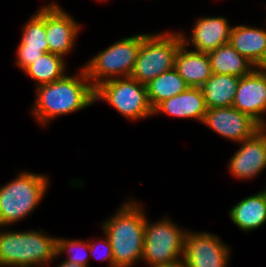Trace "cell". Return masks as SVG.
Listing matches in <instances>:
<instances>
[{
	"label": "cell",
	"instance_id": "25",
	"mask_svg": "<svg viewBox=\"0 0 266 267\" xmlns=\"http://www.w3.org/2000/svg\"><path fill=\"white\" fill-rule=\"evenodd\" d=\"M97 243H102V244H100V246H103L104 247V249H105V253L104 254H100L101 255V260H103V261H108V265L110 266V267H115V262H114V257H113V251H112V246H111V244H110V241H109V239H108V237L106 236L105 237V240H99V242H97ZM96 242L95 243H89V251H90V256L91 257H94V253H96V249H97V246H98V244H97ZM96 257H94V259H95Z\"/></svg>",
	"mask_w": 266,
	"mask_h": 267
},
{
	"label": "cell",
	"instance_id": "18",
	"mask_svg": "<svg viewBox=\"0 0 266 267\" xmlns=\"http://www.w3.org/2000/svg\"><path fill=\"white\" fill-rule=\"evenodd\" d=\"M175 69L189 87H201L212 75L208 54L187 50L184 44L178 49Z\"/></svg>",
	"mask_w": 266,
	"mask_h": 267
},
{
	"label": "cell",
	"instance_id": "27",
	"mask_svg": "<svg viewBox=\"0 0 266 267\" xmlns=\"http://www.w3.org/2000/svg\"><path fill=\"white\" fill-rule=\"evenodd\" d=\"M58 267H85V266H82V265H79V264H75V263H69L67 261H63L61 262Z\"/></svg>",
	"mask_w": 266,
	"mask_h": 267
},
{
	"label": "cell",
	"instance_id": "16",
	"mask_svg": "<svg viewBox=\"0 0 266 267\" xmlns=\"http://www.w3.org/2000/svg\"><path fill=\"white\" fill-rule=\"evenodd\" d=\"M207 107L201 87H188L182 93L159 103L153 114L164 113L173 117L203 121Z\"/></svg>",
	"mask_w": 266,
	"mask_h": 267
},
{
	"label": "cell",
	"instance_id": "26",
	"mask_svg": "<svg viewBox=\"0 0 266 267\" xmlns=\"http://www.w3.org/2000/svg\"><path fill=\"white\" fill-rule=\"evenodd\" d=\"M155 267H187V266L183 262V260H180V261L173 263V264L163 265V266H155Z\"/></svg>",
	"mask_w": 266,
	"mask_h": 267
},
{
	"label": "cell",
	"instance_id": "4",
	"mask_svg": "<svg viewBox=\"0 0 266 267\" xmlns=\"http://www.w3.org/2000/svg\"><path fill=\"white\" fill-rule=\"evenodd\" d=\"M48 180L42 174L22 172L0 187V227H7L31 214L43 199Z\"/></svg>",
	"mask_w": 266,
	"mask_h": 267
},
{
	"label": "cell",
	"instance_id": "9",
	"mask_svg": "<svg viewBox=\"0 0 266 267\" xmlns=\"http://www.w3.org/2000/svg\"><path fill=\"white\" fill-rule=\"evenodd\" d=\"M208 232H186L183 262L187 267H227L228 246Z\"/></svg>",
	"mask_w": 266,
	"mask_h": 267
},
{
	"label": "cell",
	"instance_id": "12",
	"mask_svg": "<svg viewBox=\"0 0 266 267\" xmlns=\"http://www.w3.org/2000/svg\"><path fill=\"white\" fill-rule=\"evenodd\" d=\"M45 29L49 52L64 58L75 46L80 26L59 5H45Z\"/></svg>",
	"mask_w": 266,
	"mask_h": 267
},
{
	"label": "cell",
	"instance_id": "2",
	"mask_svg": "<svg viewBox=\"0 0 266 267\" xmlns=\"http://www.w3.org/2000/svg\"><path fill=\"white\" fill-rule=\"evenodd\" d=\"M144 213L141 206L130 199L102 224L103 233L112 246L115 267H131L142 260L146 223Z\"/></svg>",
	"mask_w": 266,
	"mask_h": 267
},
{
	"label": "cell",
	"instance_id": "8",
	"mask_svg": "<svg viewBox=\"0 0 266 267\" xmlns=\"http://www.w3.org/2000/svg\"><path fill=\"white\" fill-rule=\"evenodd\" d=\"M186 232L168 217L155 223H149L146 218L142 260L149 267L182 260Z\"/></svg>",
	"mask_w": 266,
	"mask_h": 267
},
{
	"label": "cell",
	"instance_id": "1",
	"mask_svg": "<svg viewBox=\"0 0 266 267\" xmlns=\"http://www.w3.org/2000/svg\"><path fill=\"white\" fill-rule=\"evenodd\" d=\"M74 76L66 74L61 79L36 87L37 97L32 112L39 123L46 125L59 115H66L94 104L95 88L85 68L82 67Z\"/></svg>",
	"mask_w": 266,
	"mask_h": 267
},
{
	"label": "cell",
	"instance_id": "6",
	"mask_svg": "<svg viewBox=\"0 0 266 267\" xmlns=\"http://www.w3.org/2000/svg\"><path fill=\"white\" fill-rule=\"evenodd\" d=\"M182 44L180 33L147 34L139 48L131 77L146 85L160 74L175 68L176 55Z\"/></svg>",
	"mask_w": 266,
	"mask_h": 267
},
{
	"label": "cell",
	"instance_id": "11",
	"mask_svg": "<svg viewBox=\"0 0 266 267\" xmlns=\"http://www.w3.org/2000/svg\"><path fill=\"white\" fill-rule=\"evenodd\" d=\"M232 107L266 127L262 117L266 112V74L259 67L240 77Z\"/></svg>",
	"mask_w": 266,
	"mask_h": 267
},
{
	"label": "cell",
	"instance_id": "21",
	"mask_svg": "<svg viewBox=\"0 0 266 267\" xmlns=\"http://www.w3.org/2000/svg\"><path fill=\"white\" fill-rule=\"evenodd\" d=\"M207 54L213 74L242 77L249 74L255 67L229 43L219 46L217 49Z\"/></svg>",
	"mask_w": 266,
	"mask_h": 267
},
{
	"label": "cell",
	"instance_id": "15",
	"mask_svg": "<svg viewBox=\"0 0 266 267\" xmlns=\"http://www.w3.org/2000/svg\"><path fill=\"white\" fill-rule=\"evenodd\" d=\"M231 26L224 17H202L196 20L192 30V36L188 39L181 34L182 42L187 47L191 44L194 51L208 53L219 46L226 45L230 42Z\"/></svg>",
	"mask_w": 266,
	"mask_h": 267
},
{
	"label": "cell",
	"instance_id": "10",
	"mask_svg": "<svg viewBox=\"0 0 266 267\" xmlns=\"http://www.w3.org/2000/svg\"><path fill=\"white\" fill-rule=\"evenodd\" d=\"M202 123L222 137L241 143L251 138L262 127L250 116L234 107H219L206 110Z\"/></svg>",
	"mask_w": 266,
	"mask_h": 267
},
{
	"label": "cell",
	"instance_id": "5",
	"mask_svg": "<svg viewBox=\"0 0 266 267\" xmlns=\"http://www.w3.org/2000/svg\"><path fill=\"white\" fill-rule=\"evenodd\" d=\"M147 34L123 38L99 52L83 67L95 88L104 81L131 76L139 48Z\"/></svg>",
	"mask_w": 266,
	"mask_h": 267
},
{
	"label": "cell",
	"instance_id": "28",
	"mask_svg": "<svg viewBox=\"0 0 266 267\" xmlns=\"http://www.w3.org/2000/svg\"><path fill=\"white\" fill-rule=\"evenodd\" d=\"M259 68L266 74V60Z\"/></svg>",
	"mask_w": 266,
	"mask_h": 267
},
{
	"label": "cell",
	"instance_id": "14",
	"mask_svg": "<svg viewBox=\"0 0 266 267\" xmlns=\"http://www.w3.org/2000/svg\"><path fill=\"white\" fill-rule=\"evenodd\" d=\"M22 38L17 49L16 65L23 71L31 65L36 58L49 52L47 34L45 29V6L33 14L22 30Z\"/></svg>",
	"mask_w": 266,
	"mask_h": 267
},
{
	"label": "cell",
	"instance_id": "13",
	"mask_svg": "<svg viewBox=\"0 0 266 267\" xmlns=\"http://www.w3.org/2000/svg\"><path fill=\"white\" fill-rule=\"evenodd\" d=\"M241 144L228 167L233 176L245 180L253 178L266 168V127H262Z\"/></svg>",
	"mask_w": 266,
	"mask_h": 267
},
{
	"label": "cell",
	"instance_id": "7",
	"mask_svg": "<svg viewBox=\"0 0 266 267\" xmlns=\"http://www.w3.org/2000/svg\"><path fill=\"white\" fill-rule=\"evenodd\" d=\"M95 102L103 100L129 120H139L153 115L147 87L129 77L114 78L95 87Z\"/></svg>",
	"mask_w": 266,
	"mask_h": 267
},
{
	"label": "cell",
	"instance_id": "23",
	"mask_svg": "<svg viewBox=\"0 0 266 267\" xmlns=\"http://www.w3.org/2000/svg\"><path fill=\"white\" fill-rule=\"evenodd\" d=\"M65 60L62 56L51 52L43 53L29 65L25 74L36 81V86L49 84L65 76Z\"/></svg>",
	"mask_w": 266,
	"mask_h": 267
},
{
	"label": "cell",
	"instance_id": "20",
	"mask_svg": "<svg viewBox=\"0 0 266 267\" xmlns=\"http://www.w3.org/2000/svg\"><path fill=\"white\" fill-rule=\"evenodd\" d=\"M240 77L213 74L201 86L205 104L208 109L231 107L237 91Z\"/></svg>",
	"mask_w": 266,
	"mask_h": 267
},
{
	"label": "cell",
	"instance_id": "24",
	"mask_svg": "<svg viewBox=\"0 0 266 267\" xmlns=\"http://www.w3.org/2000/svg\"><path fill=\"white\" fill-rule=\"evenodd\" d=\"M77 249V250H76ZM82 249V250H81ZM85 250L82 253L81 251ZM81 250V251H80ZM88 250V251H87ZM79 251V252H78ZM64 252L70 253V256L65 260L69 263L79 264L85 267H88V254L86 252L89 251V243L83 240H66L65 238H57V256H61ZM78 252V253H77Z\"/></svg>",
	"mask_w": 266,
	"mask_h": 267
},
{
	"label": "cell",
	"instance_id": "3",
	"mask_svg": "<svg viewBox=\"0 0 266 267\" xmlns=\"http://www.w3.org/2000/svg\"><path fill=\"white\" fill-rule=\"evenodd\" d=\"M43 231L0 232L1 267H41L57 258V238Z\"/></svg>",
	"mask_w": 266,
	"mask_h": 267
},
{
	"label": "cell",
	"instance_id": "22",
	"mask_svg": "<svg viewBox=\"0 0 266 267\" xmlns=\"http://www.w3.org/2000/svg\"><path fill=\"white\" fill-rule=\"evenodd\" d=\"M146 87L149 103L154 109L162 101L182 93L189 86L173 68L151 80Z\"/></svg>",
	"mask_w": 266,
	"mask_h": 267
},
{
	"label": "cell",
	"instance_id": "19",
	"mask_svg": "<svg viewBox=\"0 0 266 267\" xmlns=\"http://www.w3.org/2000/svg\"><path fill=\"white\" fill-rule=\"evenodd\" d=\"M266 189V188H265ZM244 198L228 212L231 220L242 231L255 230L266 221V190Z\"/></svg>",
	"mask_w": 266,
	"mask_h": 267
},
{
	"label": "cell",
	"instance_id": "17",
	"mask_svg": "<svg viewBox=\"0 0 266 267\" xmlns=\"http://www.w3.org/2000/svg\"><path fill=\"white\" fill-rule=\"evenodd\" d=\"M231 46L255 67H260L266 60V30L237 25L231 28Z\"/></svg>",
	"mask_w": 266,
	"mask_h": 267
}]
</instances>
